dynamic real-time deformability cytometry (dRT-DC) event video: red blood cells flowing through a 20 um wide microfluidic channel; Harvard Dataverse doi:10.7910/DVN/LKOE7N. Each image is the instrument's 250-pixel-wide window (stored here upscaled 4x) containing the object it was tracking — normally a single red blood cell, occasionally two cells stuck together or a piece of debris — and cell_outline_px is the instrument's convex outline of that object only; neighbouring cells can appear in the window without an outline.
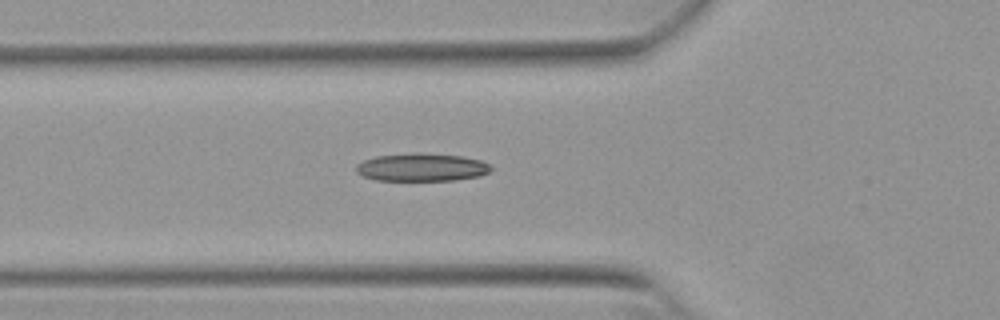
{"species": "Egyptian fruit bat (a non-hibernating species)", "species_latin": "Rousettus aegyptiacus", "temperature_condition": "warm", "stored_images_in_passage": 37, "segment_of_instrument_passage": [1, 2], "camera_frame_rate_fps": 3000, "um_per_image_px": 0.085, "animal": {"sex": "female"}, "frame": {"image": 1, "passage_image": 2, "time_ms": 0.333, "image_size_px": [1000, 320], "cell_outline_px": [[492, 168], [488, 172], [480, 176], [456, 180], [376, 180], [364, 176], [356, 172], [356, 164], [364, 160], [376, 156], [412, 152], [420, 152], [464, 156], [480, 160], [492, 164]], "centroid_in_image_um": [35.87, 14.2], "position_along_channel_um": 89.9, "area_um2": 22.2}}
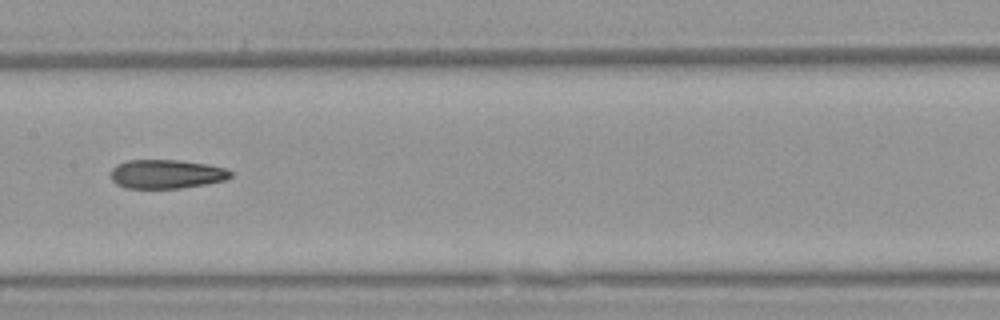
{"frame": {"image": 2, "passage_image": 10, "time_ms": 3.0, "image_size_px": [1000, 320], "cell_outline_px": [[232, 176], [224, 180], [208, 184], [180, 188], [124, 188], [116, 184], [112, 180], [112, 168], [116, 164], [128, 160], [180, 160], [208, 164], [224, 168], [232, 172]], "centroid_in_image_um": [14.14, 14.79], "position_along_channel_um": 193.3, "area_um2": 20.29}}
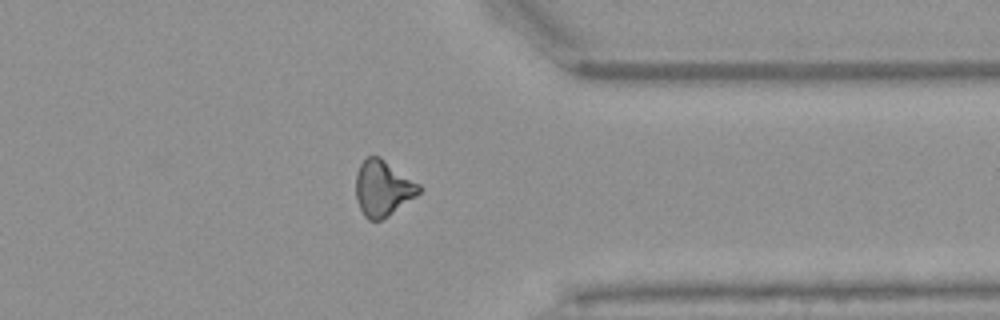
{"frame": {"image": 3, "passage_image": 25, "time_ms": 8.0, "image_size_px": [1000, 320], "cell_outline_px": [[420, 192], [416, 196], [388, 216], [380, 220], [368, 220], [364, 216], [356, 200], [356, 172], [360, 164], [368, 156], [380, 156], [420, 184]], "centroid_in_image_um": [32.53, 15.99], "position_along_channel_um": 378.9, "area_um2": 20.52}}